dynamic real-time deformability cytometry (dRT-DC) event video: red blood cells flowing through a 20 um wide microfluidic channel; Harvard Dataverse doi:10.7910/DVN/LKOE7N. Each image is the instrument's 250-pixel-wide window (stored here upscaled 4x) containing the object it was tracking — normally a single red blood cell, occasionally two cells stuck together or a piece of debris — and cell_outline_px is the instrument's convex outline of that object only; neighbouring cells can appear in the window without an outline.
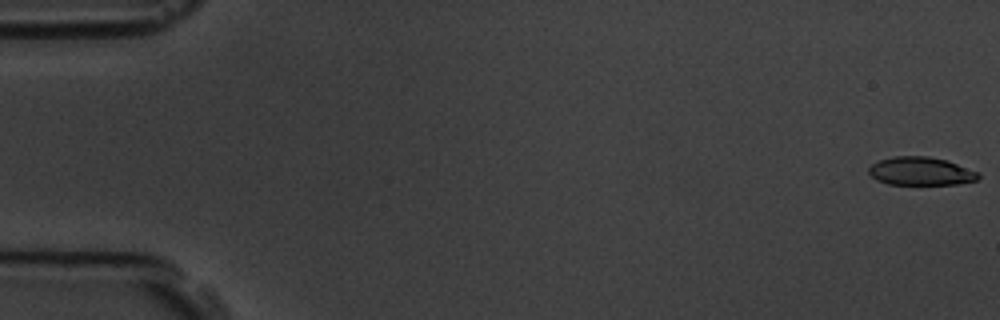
{"species": "common noctule bat (a hibernating species)", "species_latin": "Nyctalus noctula", "temperature_condition": "room temperature", "stored_images_in_passage": 6, "segment_of_instrument_passage": [1, 2], "camera_frame_rate_fps": 3000, "um_per_image_px": 0.085, "animal": {"sex": "male", "body_mass_g": 19.5, "forearm_length_mm": 54.6}, "frame": {"image": 1, "passage_image": 1, "time_ms": 0.0, "image_size_px": [1000, 320], "cell_outline_px": [[980, 176], [976, 180], [956, 184], [888, 184], [876, 180], [868, 172], [868, 168], [872, 164], [880, 160], [892, 156], [928, 156], [948, 160], [980, 172]], "centroid_in_image_um": [78.28, 14.54], "position_along_channel_um": 6.7, "area_um2": 18.15}}
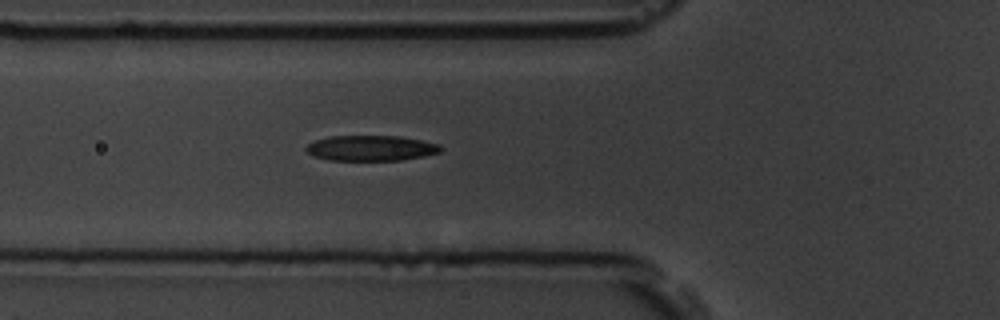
{"frame": {"image": 2, "passage_image": 5, "time_ms": 6.333, "image_size_px": [1000, 320], "cell_outline_px": [[444, 148], [440, 152], [424, 156], [400, 160], [328, 160], [312, 156], [304, 148], [308, 144], [316, 140], [328, 136], [400, 136], [440, 144]], "centroid_in_image_um": [31.53, 12.59], "position_along_channel_um": 94.3, "area_um2": 20.0}}